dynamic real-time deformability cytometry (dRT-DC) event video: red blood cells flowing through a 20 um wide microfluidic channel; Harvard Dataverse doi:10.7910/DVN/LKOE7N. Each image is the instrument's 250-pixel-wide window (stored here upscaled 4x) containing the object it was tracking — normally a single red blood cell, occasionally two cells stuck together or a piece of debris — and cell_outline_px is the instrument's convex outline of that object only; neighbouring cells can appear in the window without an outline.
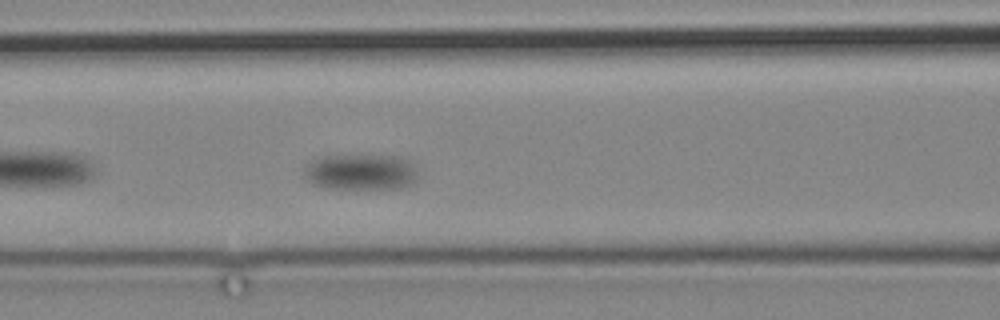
{"species": "common noctule bat (a hibernating species)", "species_latin": "Nyctalus noctula", "temperature_condition": "cold", "stored_images_in_passage": 8, "camera_frame_rate_fps": 3000, "um_per_image_px": 0.085, "animal": {"sex": "male", "body_mass_g": 19.2, "forearm_length_mm": 51.8}, "frame": {"image": 1, "passage_image": 5, "time_ms": 4.667, "image_size_px": [1000, 320], "cell_outline_px": [[416, 180], [400, 188], [324, 188], [308, 180], [304, 176], [304, 168], [312, 160], [324, 156], [400, 156], [408, 160], [412, 164], [416, 172]], "centroid_in_image_um": [30.65, 14.62], "position_along_channel_um": 136.0, "area_um2": 23.41}}
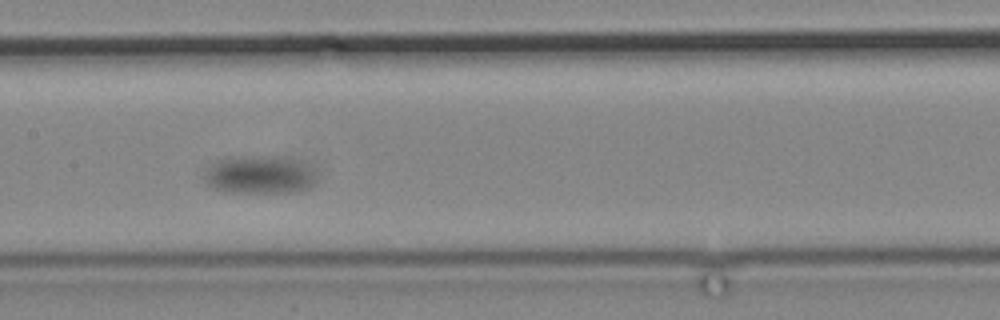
{"frame": {"image": 2, "passage_image": 7, "time_ms": 7.0, "image_size_px": [1000, 320], "cell_outline_px": [[316, 180], [308, 188], [300, 192], [220, 192], [204, 184], [200, 176], [216, 160], [228, 156], [272, 156], [312, 164]], "centroid_in_image_um": [21.99, 14.86], "position_along_channel_um": 185.4, "area_um2": 25.61}}